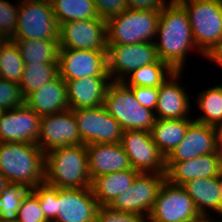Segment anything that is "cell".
Returning <instances> with one entry per match:
<instances>
[{
    "mask_svg": "<svg viewBox=\"0 0 222 222\" xmlns=\"http://www.w3.org/2000/svg\"><path fill=\"white\" fill-rule=\"evenodd\" d=\"M155 39L159 60L167 64L174 72L183 71L189 52L195 51L203 58L205 57L194 43L188 15L180 3L164 4L159 16Z\"/></svg>",
    "mask_w": 222,
    "mask_h": 222,
    "instance_id": "1",
    "label": "cell"
},
{
    "mask_svg": "<svg viewBox=\"0 0 222 222\" xmlns=\"http://www.w3.org/2000/svg\"><path fill=\"white\" fill-rule=\"evenodd\" d=\"M0 172L29 189L45 182V153L36 143L0 142Z\"/></svg>",
    "mask_w": 222,
    "mask_h": 222,
    "instance_id": "2",
    "label": "cell"
},
{
    "mask_svg": "<svg viewBox=\"0 0 222 222\" xmlns=\"http://www.w3.org/2000/svg\"><path fill=\"white\" fill-rule=\"evenodd\" d=\"M45 182L58 188H88L91 179L85 144L59 147L45 154Z\"/></svg>",
    "mask_w": 222,
    "mask_h": 222,
    "instance_id": "3",
    "label": "cell"
},
{
    "mask_svg": "<svg viewBox=\"0 0 222 222\" xmlns=\"http://www.w3.org/2000/svg\"><path fill=\"white\" fill-rule=\"evenodd\" d=\"M180 4L188 15L194 43L207 59L222 43V0H187Z\"/></svg>",
    "mask_w": 222,
    "mask_h": 222,
    "instance_id": "4",
    "label": "cell"
},
{
    "mask_svg": "<svg viewBox=\"0 0 222 222\" xmlns=\"http://www.w3.org/2000/svg\"><path fill=\"white\" fill-rule=\"evenodd\" d=\"M103 106L118 121L123 131L150 132L156 121L155 112L143 107L123 81L109 83Z\"/></svg>",
    "mask_w": 222,
    "mask_h": 222,
    "instance_id": "5",
    "label": "cell"
},
{
    "mask_svg": "<svg viewBox=\"0 0 222 222\" xmlns=\"http://www.w3.org/2000/svg\"><path fill=\"white\" fill-rule=\"evenodd\" d=\"M161 10L126 9L106 21L107 45L154 42Z\"/></svg>",
    "mask_w": 222,
    "mask_h": 222,
    "instance_id": "6",
    "label": "cell"
},
{
    "mask_svg": "<svg viewBox=\"0 0 222 222\" xmlns=\"http://www.w3.org/2000/svg\"><path fill=\"white\" fill-rule=\"evenodd\" d=\"M59 24L51 1L20 4L12 39L58 40Z\"/></svg>",
    "mask_w": 222,
    "mask_h": 222,
    "instance_id": "7",
    "label": "cell"
},
{
    "mask_svg": "<svg viewBox=\"0 0 222 222\" xmlns=\"http://www.w3.org/2000/svg\"><path fill=\"white\" fill-rule=\"evenodd\" d=\"M200 216L186 190L166 179L149 214V222H192Z\"/></svg>",
    "mask_w": 222,
    "mask_h": 222,
    "instance_id": "8",
    "label": "cell"
},
{
    "mask_svg": "<svg viewBox=\"0 0 222 222\" xmlns=\"http://www.w3.org/2000/svg\"><path fill=\"white\" fill-rule=\"evenodd\" d=\"M158 60L154 42L107 45V71L111 81H123L134 70Z\"/></svg>",
    "mask_w": 222,
    "mask_h": 222,
    "instance_id": "9",
    "label": "cell"
},
{
    "mask_svg": "<svg viewBox=\"0 0 222 222\" xmlns=\"http://www.w3.org/2000/svg\"><path fill=\"white\" fill-rule=\"evenodd\" d=\"M81 136V144L121 143L123 130L105 109H72Z\"/></svg>",
    "mask_w": 222,
    "mask_h": 222,
    "instance_id": "10",
    "label": "cell"
},
{
    "mask_svg": "<svg viewBox=\"0 0 222 222\" xmlns=\"http://www.w3.org/2000/svg\"><path fill=\"white\" fill-rule=\"evenodd\" d=\"M165 180L166 174L140 173L109 206L121 212L149 216Z\"/></svg>",
    "mask_w": 222,
    "mask_h": 222,
    "instance_id": "11",
    "label": "cell"
},
{
    "mask_svg": "<svg viewBox=\"0 0 222 222\" xmlns=\"http://www.w3.org/2000/svg\"><path fill=\"white\" fill-rule=\"evenodd\" d=\"M121 145L133 169L141 173L166 174V158L153 142L150 132L125 130Z\"/></svg>",
    "mask_w": 222,
    "mask_h": 222,
    "instance_id": "12",
    "label": "cell"
},
{
    "mask_svg": "<svg viewBox=\"0 0 222 222\" xmlns=\"http://www.w3.org/2000/svg\"><path fill=\"white\" fill-rule=\"evenodd\" d=\"M59 48L107 51L106 21L102 18L59 24Z\"/></svg>",
    "mask_w": 222,
    "mask_h": 222,
    "instance_id": "13",
    "label": "cell"
},
{
    "mask_svg": "<svg viewBox=\"0 0 222 222\" xmlns=\"http://www.w3.org/2000/svg\"><path fill=\"white\" fill-rule=\"evenodd\" d=\"M58 70L64 80L109 76L107 51L59 48Z\"/></svg>",
    "mask_w": 222,
    "mask_h": 222,
    "instance_id": "14",
    "label": "cell"
},
{
    "mask_svg": "<svg viewBox=\"0 0 222 222\" xmlns=\"http://www.w3.org/2000/svg\"><path fill=\"white\" fill-rule=\"evenodd\" d=\"M79 144L81 136L72 109L41 117L37 145L45 154L55 148Z\"/></svg>",
    "mask_w": 222,
    "mask_h": 222,
    "instance_id": "15",
    "label": "cell"
},
{
    "mask_svg": "<svg viewBox=\"0 0 222 222\" xmlns=\"http://www.w3.org/2000/svg\"><path fill=\"white\" fill-rule=\"evenodd\" d=\"M219 140V128L193 121L183 140L166 157V171L177 161L191 160L216 152Z\"/></svg>",
    "mask_w": 222,
    "mask_h": 222,
    "instance_id": "16",
    "label": "cell"
},
{
    "mask_svg": "<svg viewBox=\"0 0 222 222\" xmlns=\"http://www.w3.org/2000/svg\"><path fill=\"white\" fill-rule=\"evenodd\" d=\"M98 203L88 188H58L54 222H96Z\"/></svg>",
    "mask_w": 222,
    "mask_h": 222,
    "instance_id": "17",
    "label": "cell"
},
{
    "mask_svg": "<svg viewBox=\"0 0 222 222\" xmlns=\"http://www.w3.org/2000/svg\"><path fill=\"white\" fill-rule=\"evenodd\" d=\"M41 116L26 104L0 114V142L36 143Z\"/></svg>",
    "mask_w": 222,
    "mask_h": 222,
    "instance_id": "18",
    "label": "cell"
},
{
    "mask_svg": "<svg viewBox=\"0 0 222 222\" xmlns=\"http://www.w3.org/2000/svg\"><path fill=\"white\" fill-rule=\"evenodd\" d=\"M182 72H173L160 86L156 119L190 118L191 100L187 90L179 82ZM188 94V95H187Z\"/></svg>",
    "mask_w": 222,
    "mask_h": 222,
    "instance_id": "19",
    "label": "cell"
},
{
    "mask_svg": "<svg viewBox=\"0 0 222 222\" xmlns=\"http://www.w3.org/2000/svg\"><path fill=\"white\" fill-rule=\"evenodd\" d=\"M86 148L91 180L104 174L132 168L121 143L88 144Z\"/></svg>",
    "mask_w": 222,
    "mask_h": 222,
    "instance_id": "20",
    "label": "cell"
},
{
    "mask_svg": "<svg viewBox=\"0 0 222 222\" xmlns=\"http://www.w3.org/2000/svg\"><path fill=\"white\" fill-rule=\"evenodd\" d=\"M64 81L69 109H81L102 106L111 79L110 76H96Z\"/></svg>",
    "mask_w": 222,
    "mask_h": 222,
    "instance_id": "21",
    "label": "cell"
},
{
    "mask_svg": "<svg viewBox=\"0 0 222 222\" xmlns=\"http://www.w3.org/2000/svg\"><path fill=\"white\" fill-rule=\"evenodd\" d=\"M25 104L41 117L69 109L67 85L58 74L25 98Z\"/></svg>",
    "mask_w": 222,
    "mask_h": 222,
    "instance_id": "22",
    "label": "cell"
},
{
    "mask_svg": "<svg viewBox=\"0 0 222 222\" xmlns=\"http://www.w3.org/2000/svg\"><path fill=\"white\" fill-rule=\"evenodd\" d=\"M218 151L191 160L177 161L167 171L166 179L178 186L193 179L209 178L221 174Z\"/></svg>",
    "mask_w": 222,
    "mask_h": 222,
    "instance_id": "23",
    "label": "cell"
},
{
    "mask_svg": "<svg viewBox=\"0 0 222 222\" xmlns=\"http://www.w3.org/2000/svg\"><path fill=\"white\" fill-rule=\"evenodd\" d=\"M182 187L192 198L200 215H211V211L217 213L215 216L219 215L217 218L222 217V173L219 176L190 180Z\"/></svg>",
    "mask_w": 222,
    "mask_h": 222,
    "instance_id": "24",
    "label": "cell"
},
{
    "mask_svg": "<svg viewBox=\"0 0 222 222\" xmlns=\"http://www.w3.org/2000/svg\"><path fill=\"white\" fill-rule=\"evenodd\" d=\"M133 168L112 172L93 178L90 188L99 206H109L127 190L140 174Z\"/></svg>",
    "mask_w": 222,
    "mask_h": 222,
    "instance_id": "25",
    "label": "cell"
},
{
    "mask_svg": "<svg viewBox=\"0 0 222 222\" xmlns=\"http://www.w3.org/2000/svg\"><path fill=\"white\" fill-rule=\"evenodd\" d=\"M192 118L156 119L150 133L153 142L158 146L165 158L183 140Z\"/></svg>",
    "mask_w": 222,
    "mask_h": 222,
    "instance_id": "26",
    "label": "cell"
},
{
    "mask_svg": "<svg viewBox=\"0 0 222 222\" xmlns=\"http://www.w3.org/2000/svg\"><path fill=\"white\" fill-rule=\"evenodd\" d=\"M17 44L24 64L58 63V40L11 39Z\"/></svg>",
    "mask_w": 222,
    "mask_h": 222,
    "instance_id": "27",
    "label": "cell"
},
{
    "mask_svg": "<svg viewBox=\"0 0 222 222\" xmlns=\"http://www.w3.org/2000/svg\"><path fill=\"white\" fill-rule=\"evenodd\" d=\"M197 96L196 105L203 113L194 121L220 129L222 127V84L202 89Z\"/></svg>",
    "mask_w": 222,
    "mask_h": 222,
    "instance_id": "28",
    "label": "cell"
},
{
    "mask_svg": "<svg viewBox=\"0 0 222 222\" xmlns=\"http://www.w3.org/2000/svg\"><path fill=\"white\" fill-rule=\"evenodd\" d=\"M51 5L58 24L100 17L93 0H51Z\"/></svg>",
    "mask_w": 222,
    "mask_h": 222,
    "instance_id": "29",
    "label": "cell"
},
{
    "mask_svg": "<svg viewBox=\"0 0 222 222\" xmlns=\"http://www.w3.org/2000/svg\"><path fill=\"white\" fill-rule=\"evenodd\" d=\"M58 74V63L24 64L23 74L19 83L24 98L31 92L41 88Z\"/></svg>",
    "mask_w": 222,
    "mask_h": 222,
    "instance_id": "30",
    "label": "cell"
},
{
    "mask_svg": "<svg viewBox=\"0 0 222 222\" xmlns=\"http://www.w3.org/2000/svg\"><path fill=\"white\" fill-rule=\"evenodd\" d=\"M174 71L163 61L134 70L123 82L127 86L159 87Z\"/></svg>",
    "mask_w": 222,
    "mask_h": 222,
    "instance_id": "31",
    "label": "cell"
},
{
    "mask_svg": "<svg viewBox=\"0 0 222 222\" xmlns=\"http://www.w3.org/2000/svg\"><path fill=\"white\" fill-rule=\"evenodd\" d=\"M24 61L15 41L8 39L0 52V78L20 83Z\"/></svg>",
    "mask_w": 222,
    "mask_h": 222,
    "instance_id": "32",
    "label": "cell"
},
{
    "mask_svg": "<svg viewBox=\"0 0 222 222\" xmlns=\"http://www.w3.org/2000/svg\"><path fill=\"white\" fill-rule=\"evenodd\" d=\"M29 192L22 183L9 182L0 195V220L16 222L17 212Z\"/></svg>",
    "mask_w": 222,
    "mask_h": 222,
    "instance_id": "33",
    "label": "cell"
},
{
    "mask_svg": "<svg viewBox=\"0 0 222 222\" xmlns=\"http://www.w3.org/2000/svg\"><path fill=\"white\" fill-rule=\"evenodd\" d=\"M30 191L38 198L47 221L54 222L57 217L56 197L58 196V187L43 182L30 189Z\"/></svg>",
    "mask_w": 222,
    "mask_h": 222,
    "instance_id": "34",
    "label": "cell"
},
{
    "mask_svg": "<svg viewBox=\"0 0 222 222\" xmlns=\"http://www.w3.org/2000/svg\"><path fill=\"white\" fill-rule=\"evenodd\" d=\"M25 104V98L18 83L0 78V109L11 110Z\"/></svg>",
    "mask_w": 222,
    "mask_h": 222,
    "instance_id": "35",
    "label": "cell"
},
{
    "mask_svg": "<svg viewBox=\"0 0 222 222\" xmlns=\"http://www.w3.org/2000/svg\"><path fill=\"white\" fill-rule=\"evenodd\" d=\"M20 4L0 0V34L5 39H12L17 28V17Z\"/></svg>",
    "mask_w": 222,
    "mask_h": 222,
    "instance_id": "36",
    "label": "cell"
},
{
    "mask_svg": "<svg viewBox=\"0 0 222 222\" xmlns=\"http://www.w3.org/2000/svg\"><path fill=\"white\" fill-rule=\"evenodd\" d=\"M16 222H48L38 198L31 191L23 199Z\"/></svg>",
    "mask_w": 222,
    "mask_h": 222,
    "instance_id": "37",
    "label": "cell"
},
{
    "mask_svg": "<svg viewBox=\"0 0 222 222\" xmlns=\"http://www.w3.org/2000/svg\"><path fill=\"white\" fill-rule=\"evenodd\" d=\"M96 222H149V216L121 212L110 206H98Z\"/></svg>",
    "mask_w": 222,
    "mask_h": 222,
    "instance_id": "38",
    "label": "cell"
},
{
    "mask_svg": "<svg viewBox=\"0 0 222 222\" xmlns=\"http://www.w3.org/2000/svg\"><path fill=\"white\" fill-rule=\"evenodd\" d=\"M95 3L98 15L103 20L108 19L121 14L128 9L127 0H93Z\"/></svg>",
    "mask_w": 222,
    "mask_h": 222,
    "instance_id": "39",
    "label": "cell"
},
{
    "mask_svg": "<svg viewBox=\"0 0 222 222\" xmlns=\"http://www.w3.org/2000/svg\"><path fill=\"white\" fill-rule=\"evenodd\" d=\"M132 89L136 100L146 108L155 111L158 101L159 87L128 86Z\"/></svg>",
    "mask_w": 222,
    "mask_h": 222,
    "instance_id": "40",
    "label": "cell"
},
{
    "mask_svg": "<svg viewBox=\"0 0 222 222\" xmlns=\"http://www.w3.org/2000/svg\"><path fill=\"white\" fill-rule=\"evenodd\" d=\"M128 9L161 10L164 6L162 0H127Z\"/></svg>",
    "mask_w": 222,
    "mask_h": 222,
    "instance_id": "41",
    "label": "cell"
},
{
    "mask_svg": "<svg viewBox=\"0 0 222 222\" xmlns=\"http://www.w3.org/2000/svg\"><path fill=\"white\" fill-rule=\"evenodd\" d=\"M207 60L212 61L215 65L222 67V43L213 51Z\"/></svg>",
    "mask_w": 222,
    "mask_h": 222,
    "instance_id": "42",
    "label": "cell"
},
{
    "mask_svg": "<svg viewBox=\"0 0 222 222\" xmlns=\"http://www.w3.org/2000/svg\"><path fill=\"white\" fill-rule=\"evenodd\" d=\"M192 222H222V219L216 220V218L210 217L209 215H207V216L201 215L199 218H197L196 220H193Z\"/></svg>",
    "mask_w": 222,
    "mask_h": 222,
    "instance_id": "43",
    "label": "cell"
},
{
    "mask_svg": "<svg viewBox=\"0 0 222 222\" xmlns=\"http://www.w3.org/2000/svg\"><path fill=\"white\" fill-rule=\"evenodd\" d=\"M8 179L0 172V195L6 190Z\"/></svg>",
    "mask_w": 222,
    "mask_h": 222,
    "instance_id": "44",
    "label": "cell"
},
{
    "mask_svg": "<svg viewBox=\"0 0 222 222\" xmlns=\"http://www.w3.org/2000/svg\"><path fill=\"white\" fill-rule=\"evenodd\" d=\"M41 1H51V0H17L19 4L22 3H32V2H41Z\"/></svg>",
    "mask_w": 222,
    "mask_h": 222,
    "instance_id": "45",
    "label": "cell"
},
{
    "mask_svg": "<svg viewBox=\"0 0 222 222\" xmlns=\"http://www.w3.org/2000/svg\"><path fill=\"white\" fill-rule=\"evenodd\" d=\"M218 155H219V161H220V168H221V172H222V146H218Z\"/></svg>",
    "mask_w": 222,
    "mask_h": 222,
    "instance_id": "46",
    "label": "cell"
},
{
    "mask_svg": "<svg viewBox=\"0 0 222 222\" xmlns=\"http://www.w3.org/2000/svg\"><path fill=\"white\" fill-rule=\"evenodd\" d=\"M219 130H220V140L218 146H222V127Z\"/></svg>",
    "mask_w": 222,
    "mask_h": 222,
    "instance_id": "47",
    "label": "cell"
},
{
    "mask_svg": "<svg viewBox=\"0 0 222 222\" xmlns=\"http://www.w3.org/2000/svg\"><path fill=\"white\" fill-rule=\"evenodd\" d=\"M162 2L164 3V4H166V3H178V0H170L169 2H168V0L166 1V0H162Z\"/></svg>",
    "mask_w": 222,
    "mask_h": 222,
    "instance_id": "48",
    "label": "cell"
},
{
    "mask_svg": "<svg viewBox=\"0 0 222 222\" xmlns=\"http://www.w3.org/2000/svg\"><path fill=\"white\" fill-rule=\"evenodd\" d=\"M7 40L0 34V43H5Z\"/></svg>",
    "mask_w": 222,
    "mask_h": 222,
    "instance_id": "49",
    "label": "cell"
},
{
    "mask_svg": "<svg viewBox=\"0 0 222 222\" xmlns=\"http://www.w3.org/2000/svg\"><path fill=\"white\" fill-rule=\"evenodd\" d=\"M184 1H187V0H178V3H182V2H184Z\"/></svg>",
    "mask_w": 222,
    "mask_h": 222,
    "instance_id": "50",
    "label": "cell"
},
{
    "mask_svg": "<svg viewBox=\"0 0 222 222\" xmlns=\"http://www.w3.org/2000/svg\"><path fill=\"white\" fill-rule=\"evenodd\" d=\"M3 44H4V43H0V52H1V48H2Z\"/></svg>",
    "mask_w": 222,
    "mask_h": 222,
    "instance_id": "51",
    "label": "cell"
},
{
    "mask_svg": "<svg viewBox=\"0 0 222 222\" xmlns=\"http://www.w3.org/2000/svg\"><path fill=\"white\" fill-rule=\"evenodd\" d=\"M0 222H12V221H4V220H0Z\"/></svg>",
    "mask_w": 222,
    "mask_h": 222,
    "instance_id": "52",
    "label": "cell"
}]
</instances>
